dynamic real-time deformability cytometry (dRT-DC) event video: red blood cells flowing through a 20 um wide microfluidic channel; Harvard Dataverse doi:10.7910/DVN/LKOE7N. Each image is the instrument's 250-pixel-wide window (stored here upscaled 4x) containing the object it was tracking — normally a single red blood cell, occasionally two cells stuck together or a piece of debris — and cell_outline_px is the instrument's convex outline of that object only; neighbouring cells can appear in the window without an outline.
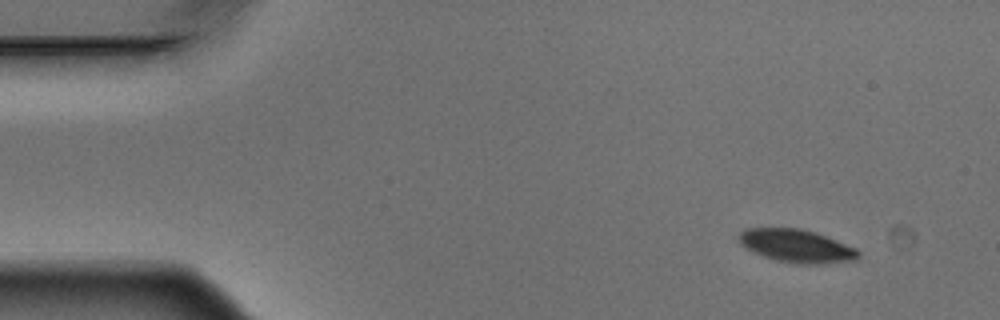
{"species": "Egyptian fruit bat (a non-hibernating species)", "species_latin": "Rousettus aegyptiacus", "temperature_condition": "warm", "stored_images_in_passage": 3, "camera_frame_rate_fps": 3000, "um_per_image_px": 0.085, "animal": {"sex": "male"}, "frame": {"image": 1, "passage_image": 1, "time_ms": 0.0, "image_size_px": [1000, 320], "cell_outline_px": [[860, 256], [856, 260], [828, 264], [796, 264], [776, 260], [752, 252], [744, 248], [736, 240], [740, 232], [744, 228], [800, 228], [836, 240], [856, 248], [860, 252]], "centroid_in_image_um": [67.68, 20.92], "position_along_channel_um": 17.3, "area_um2": 23.24}}